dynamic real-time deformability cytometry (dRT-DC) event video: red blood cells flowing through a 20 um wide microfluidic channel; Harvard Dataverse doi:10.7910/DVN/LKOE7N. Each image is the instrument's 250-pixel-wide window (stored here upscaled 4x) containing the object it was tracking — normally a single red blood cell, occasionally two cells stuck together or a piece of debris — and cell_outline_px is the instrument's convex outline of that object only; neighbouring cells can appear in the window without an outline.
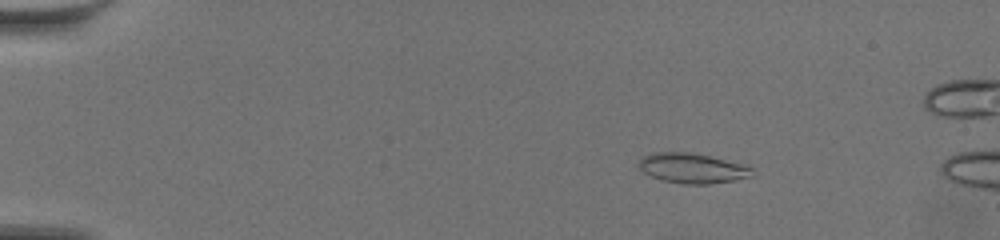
{"species": "common noctule bat (a hibernating species)", "species_latin": "Nyctalus noctula", "temperature_condition": "warm", "stored_images_in_passage": 9, "camera_frame_rate_fps": 3000, "um_per_image_px": 0.085, "animal": {"sex": "female", "body_mass_g": 19.5, "forearm_length_mm": 54.1}, "frame": {"image": 1, "passage_image": 4, "time_ms": 1.0, "image_size_px": [1000, 240], "cell_outline_px": [[756, 176], [708, 184], [684, 184], [664, 180], [652, 176], [644, 172], [636, 164], [644, 156], [652, 152], [688, 152], [708, 156], [740, 164], [752, 168]], "centroid_in_image_um": [58.84, 14.3], "position_along_channel_um": 26.2, "area_um2": 19.54}}